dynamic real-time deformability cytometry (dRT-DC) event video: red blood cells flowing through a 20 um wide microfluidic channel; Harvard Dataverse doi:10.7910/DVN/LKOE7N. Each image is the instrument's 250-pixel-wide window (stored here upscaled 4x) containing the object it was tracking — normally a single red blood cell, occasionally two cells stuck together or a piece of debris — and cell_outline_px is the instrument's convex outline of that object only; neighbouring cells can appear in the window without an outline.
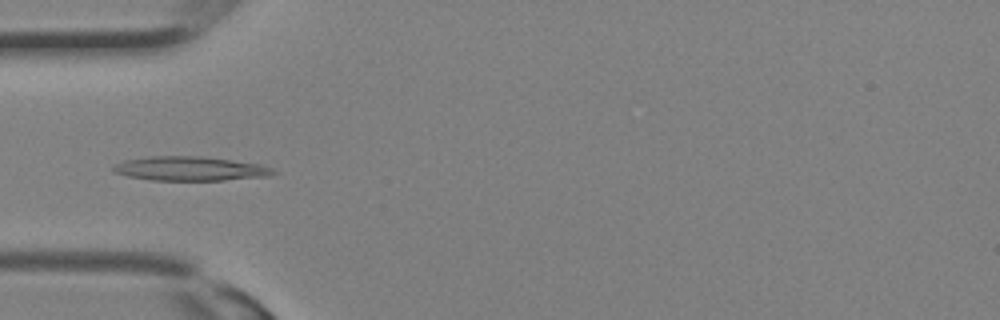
{"species": "Egyptian fruit bat (a non-hibernating species)", "species_latin": "Rousettus aegyptiacus", "temperature_condition": "room temperature", "stored_images_in_passage": 19, "camera_frame_rate_fps": 3000, "um_per_image_px": 0.085, "animal": {"sex": "female"}, "frame": {"image": 1, "passage_image": 10, "time_ms": 3.0, "image_size_px": [1000, 320], "cell_outline_px": [[276, 172], [272, 176], [224, 180], [152, 180], [128, 176], [112, 172], [112, 168], [116, 164], [124, 160], [148, 156], [200, 156], [260, 164], [272, 168]], "centroid_in_image_um": [16.15, 14.33], "position_along_channel_um": 68.8, "area_um2": 22.54}}
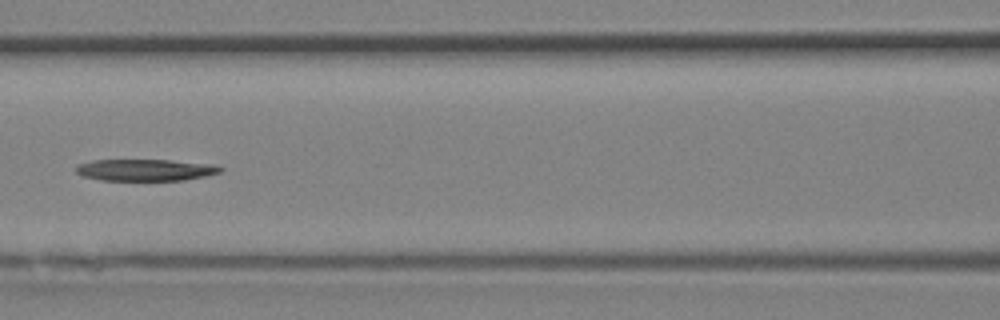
{"frame": {"image": 2, "passage_image": 14, "time_ms": 4.333, "image_size_px": [1000, 320], "cell_outline_px": [[224, 168], [220, 172], [204, 176], [184, 180], [100, 180], [84, 176], [76, 172], [76, 168], [80, 164], [92, 160], [168, 160], [216, 164]], "centroid_in_image_um": [12.4, 14.44], "position_along_channel_um": 154.2, "area_um2": 18.15}}
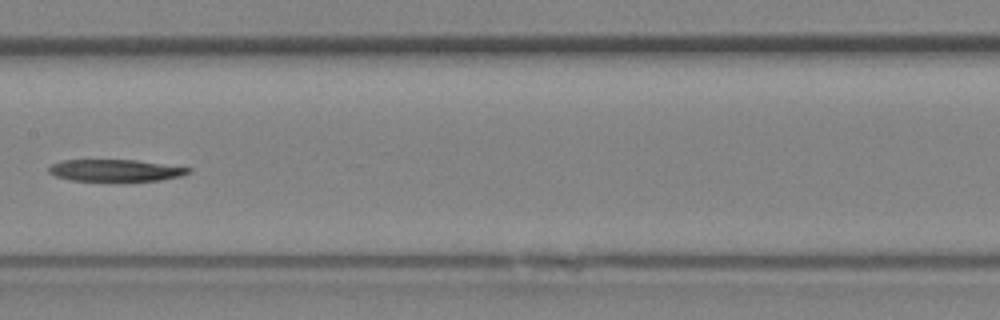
{"frame": {"image": 3, "passage_image": 16, "time_ms": 5.0, "image_size_px": [1000, 320], "cell_outline_px": [[192, 172], [180, 176], [160, 180], [72, 180], [56, 176], [48, 172], [48, 168], [52, 164], [60, 160], [136, 160], [192, 168]], "centroid_in_image_um": [9.81, 14.47], "position_along_channel_um": 197.6, "area_um2": 17.51}}